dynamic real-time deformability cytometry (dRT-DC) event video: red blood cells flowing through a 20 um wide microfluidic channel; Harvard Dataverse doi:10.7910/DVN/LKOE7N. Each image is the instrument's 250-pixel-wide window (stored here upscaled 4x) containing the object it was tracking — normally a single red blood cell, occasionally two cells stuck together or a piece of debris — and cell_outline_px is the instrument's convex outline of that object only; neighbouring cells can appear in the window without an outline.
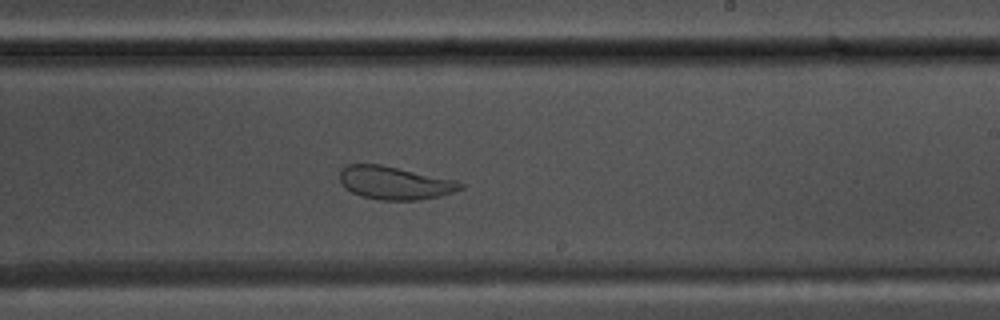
{"species": "common noctule bat (a hibernating species)", "species_latin": "Nyctalus noctula", "temperature_condition": "warm", "stored_images_in_passage": 52, "camera_frame_rate_fps": 3000, "um_per_image_px": 0.085, "animal": {"sex": "male", "body_mass_g": 17.5, "forearm_length_mm": 52.3}, "frame": {"image": 1, "passage_image": 30, "time_ms": 9.667, "image_size_px": [1000, 320], "cell_outline_px": [[464, 188], [440, 196], [420, 200], [380, 200], [360, 196], [344, 188], [340, 180], [340, 168], [344, 164], [380, 164], [456, 180], [464, 184]], "centroid_in_image_um": [33.52, 15.54], "position_along_channel_um": 255.5, "area_um2": 23.41}}